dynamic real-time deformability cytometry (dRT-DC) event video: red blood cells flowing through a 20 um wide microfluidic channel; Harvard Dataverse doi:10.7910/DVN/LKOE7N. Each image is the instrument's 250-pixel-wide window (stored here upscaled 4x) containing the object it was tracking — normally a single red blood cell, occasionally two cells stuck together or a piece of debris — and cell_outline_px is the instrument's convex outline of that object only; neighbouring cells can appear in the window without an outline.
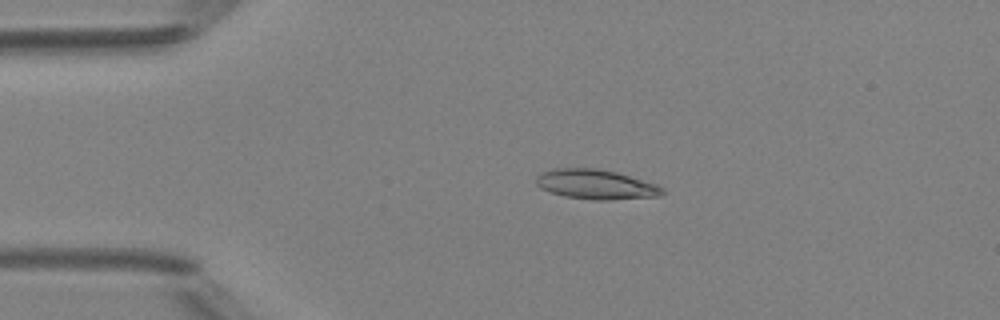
{"species": "Egyptian fruit bat (a non-hibernating species)", "species_latin": "Rousettus aegyptiacus", "temperature_condition": "room temperature", "stored_images_in_passage": 49, "camera_frame_rate_fps": 3000, "um_per_image_px": 0.085, "animal": {"sex": "female"}, "frame": {"image": 1, "passage_image": 11, "time_ms": 3.333, "image_size_px": [1000, 320], "cell_outline_px": [[668, 192], [660, 196], [608, 200], [596, 200], [564, 196], [540, 188], [536, 184], [536, 176], [552, 168], [596, 168], [616, 172], [656, 184], [664, 188]], "centroid_in_image_um": [50.68, 15.67], "position_along_channel_um": 34.3, "area_um2": 21.85}}
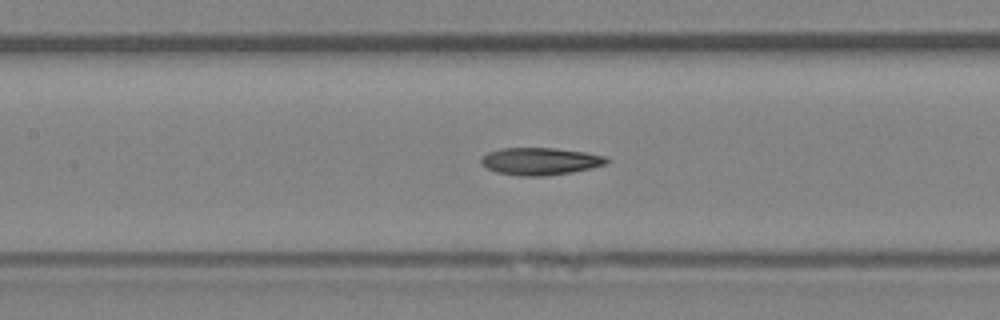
{"frame": {"image": 2, "passage_image": 23, "time_ms": 7.333, "image_size_px": [1000, 320], "cell_outline_px": [[608, 160], [604, 164], [592, 168], [572, 172], [548, 176], [520, 176], [496, 172], [480, 164], [480, 156], [488, 152], [504, 148], [556, 148], [584, 152], [604, 156]], "centroid_in_image_um": [45.86, 13.71], "position_along_channel_um": 161.5, "area_um2": 20.0}}
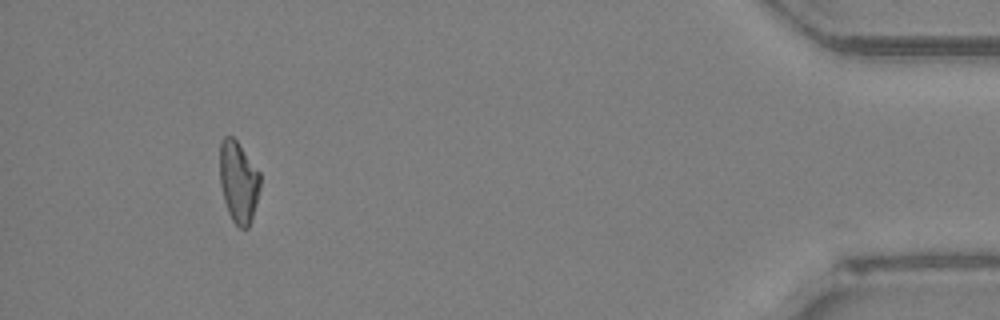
{"frame": {"image": 3, "passage_image": 46, "time_ms": 15.0, "image_size_px": [1000, 320], "cell_outline_px": [[260, 188], [252, 216], [248, 228], [240, 228], [232, 220], [228, 212], [224, 200], [220, 184], [220, 144], [224, 136], [232, 136], [236, 140], [260, 172]], "centroid_in_image_um": [20.26, 15.45], "position_along_channel_um": 414.9, "area_um2": 19.02}, "authors_computed_cell_mechanics": {"area_um2": 19.8254, "velocity_mm_per_s": 4.2064, "shape_relaxation_time_tau1_ms": 7.9422, "shape_relaxation_time_tau2_ms": 2.8996, "deformation_change_tau1": 0.2178, "deformation_change_tau2": 0.1034}}